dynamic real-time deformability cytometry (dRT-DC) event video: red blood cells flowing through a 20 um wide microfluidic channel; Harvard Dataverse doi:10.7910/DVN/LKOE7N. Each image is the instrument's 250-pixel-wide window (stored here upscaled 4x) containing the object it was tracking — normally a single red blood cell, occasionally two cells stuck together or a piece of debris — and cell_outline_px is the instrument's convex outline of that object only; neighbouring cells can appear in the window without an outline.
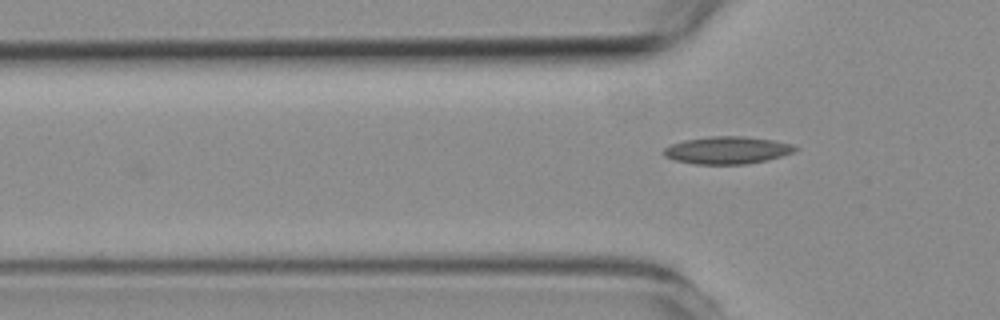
{"species": "common noctule bat (a hibernating species)", "species_latin": "Nyctalus noctula", "temperature_condition": "room temperature", "stored_images_in_passage": 5, "camera_frame_rate_fps": 3000, "um_per_image_px": 0.085, "animal": {"sex": "female", "body_mass_g": 19.3, "forearm_length_mm": 54.1}, "frame": {"image": 1, "passage_image": 5, "time_ms": 4.667, "image_size_px": [1000, 320], "cell_outline_px": [[800, 148], [792, 152], [768, 160], [748, 164], [692, 164], [676, 160], [664, 156], [660, 152], [664, 148], [672, 144], [684, 140], [708, 136], [744, 136], [772, 140], [792, 144]], "centroid_in_image_um": [61.79, 12.77], "position_along_channel_um": 64.0, "area_um2": 21.1}}